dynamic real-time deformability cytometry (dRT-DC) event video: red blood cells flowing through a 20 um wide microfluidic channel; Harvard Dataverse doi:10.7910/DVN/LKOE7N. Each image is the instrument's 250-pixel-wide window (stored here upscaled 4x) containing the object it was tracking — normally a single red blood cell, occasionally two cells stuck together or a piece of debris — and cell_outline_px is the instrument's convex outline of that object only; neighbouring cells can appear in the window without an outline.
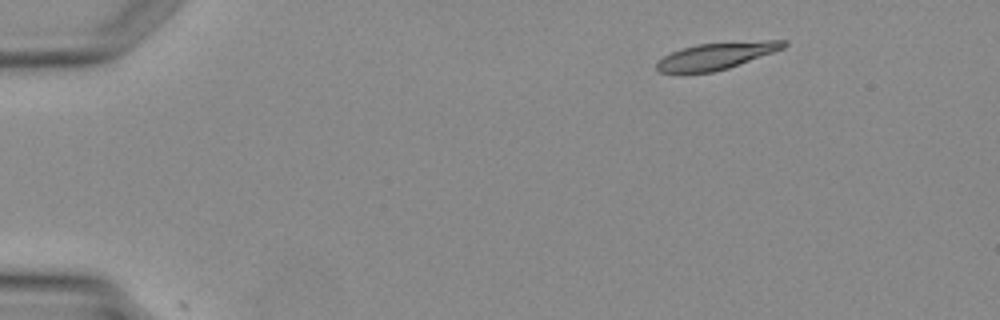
{"species": "Egyptian fruit bat (a non-hibernating species)", "species_latin": "Rousettus aegyptiacus", "temperature_condition": "warm", "stored_images_in_passage": 4, "camera_frame_rate_fps": 3000, "um_per_image_px": 0.085, "animal": {"sex": "female"}, "frame": {"image": 1, "passage_image": 1, "time_ms": 0.0, "image_size_px": [1000, 320], "cell_outline_px": [[788, 44], [784, 48], [728, 68], [712, 72], [660, 72], [656, 68], [656, 64], [664, 56], [680, 48], [696, 44], [764, 40], [788, 40]], "centroid_in_image_um": [60.92, 4.73], "position_along_channel_um": 24.1, "area_um2": 19.59}}
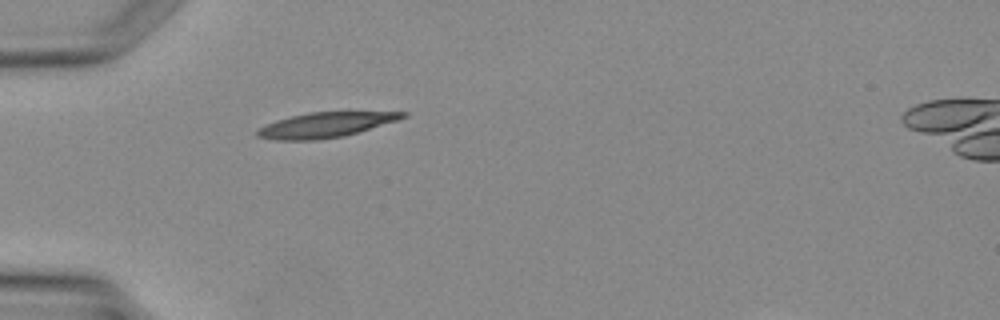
{"frame": {"image": 2, "passage_image": 3, "time_ms": 2.333, "image_size_px": [1000, 320], "cell_outline_px": [[408, 116], [396, 120], [344, 136], [316, 140], [276, 140], [256, 136], [256, 132], [260, 128], [276, 120], [288, 116], [308, 112], [408, 112]], "centroid_in_image_um": [27.62, 10.61], "position_along_channel_um": 57.4, "area_um2": 20.92}}